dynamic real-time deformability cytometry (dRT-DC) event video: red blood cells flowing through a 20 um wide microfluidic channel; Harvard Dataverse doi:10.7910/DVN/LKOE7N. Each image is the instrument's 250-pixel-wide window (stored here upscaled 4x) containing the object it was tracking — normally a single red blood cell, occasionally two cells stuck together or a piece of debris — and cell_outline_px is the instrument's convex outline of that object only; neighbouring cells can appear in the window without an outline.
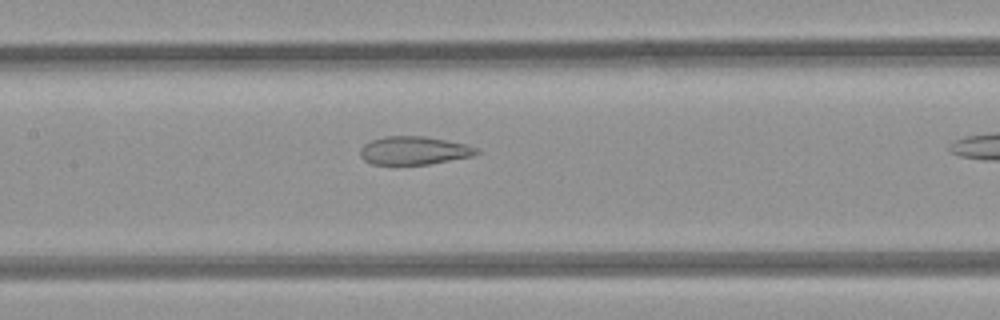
{"species": "common noctule bat (a hibernating species)", "species_latin": "Nyctalus noctula", "temperature_condition": "room temperature", "stored_images_in_passage": 11, "camera_frame_rate_fps": 3000, "um_per_image_px": 0.085, "animal": {"sex": "female", "body_mass_g": 21.9}, "frame": {"image": 1, "passage_image": 10, "time_ms": 3.0, "image_size_px": [1000, 320], "cell_outline_px": [[480, 152], [472, 156], [428, 164], [372, 164], [364, 160], [360, 156], [360, 148], [364, 144], [372, 140], [384, 136], [424, 136], [464, 144], [476, 148]], "centroid_in_image_um": [35.14, 12.79], "position_along_channel_um": 172.3, "area_um2": 18.9}}